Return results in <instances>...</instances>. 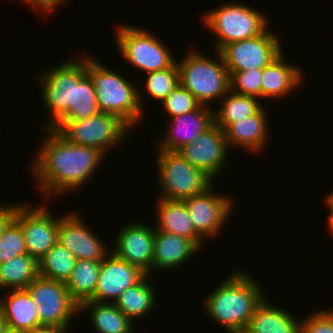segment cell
I'll return each instance as SVG.
<instances>
[{"label":"cell","instance_id":"8992f818","mask_svg":"<svg viewBox=\"0 0 333 333\" xmlns=\"http://www.w3.org/2000/svg\"><path fill=\"white\" fill-rule=\"evenodd\" d=\"M250 7L242 3H224L203 16L205 27L217 37L216 51L226 44L256 37L269 27L266 16Z\"/></svg>","mask_w":333,"mask_h":333},{"label":"cell","instance_id":"f1b7e54d","mask_svg":"<svg viewBox=\"0 0 333 333\" xmlns=\"http://www.w3.org/2000/svg\"><path fill=\"white\" fill-rule=\"evenodd\" d=\"M101 261L77 260L70 278L65 283L72 298L81 304L89 300L97 287Z\"/></svg>","mask_w":333,"mask_h":333},{"label":"cell","instance_id":"e575fe53","mask_svg":"<svg viewBox=\"0 0 333 333\" xmlns=\"http://www.w3.org/2000/svg\"><path fill=\"white\" fill-rule=\"evenodd\" d=\"M262 69L233 72L230 75V90L242 95L262 98Z\"/></svg>","mask_w":333,"mask_h":333},{"label":"cell","instance_id":"60d3db41","mask_svg":"<svg viewBox=\"0 0 333 333\" xmlns=\"http://www.w3.org/2000/svg\"><path fill=\"white\" fill-rule=\"evenodd\" d=\"M8 330L7 323L3 319L2 313L0 311V333H5Z\"/></svg>","mask_w":333,"mask_h":333},{"label":"cell","instance_id":"ac0fdd59","mask_svg":"<svg viewBox=\"0 0 333 333\" xmlns=\"http://www.w3.org/2000/svg\"><path fill=\"white\" fill-rule=\"evenodd\" d=\"M213 124L214 111L209 106L201 105L194 111L173 117L169 123L170 126L167 125L169 129H165L167 132L163 140L157 141V150L177 152L185 145L192 143Z\"/></svg>","mask_w":333,"mask_h":333},{"label":"cell","instance_id":"83f0119b","mask_svg":"<svg viewBox=\"0 0 333 333\" xmlns=\"http://www.w3.org/2000/svg\"><path fill=\"white\" fill-rule=\"evenodd\" d=\"M218 111L214 112V123L225 130L230 124L256 114L263 104L258 98L237 94L229 90L223 97Z\"/></svg>","mask_w":333,"mask_h":333},{"label":"cell","instance_id":"7a4b0ae2","mask_svg":"<svg viewBox=\"0 0 333 333\" xmlns=\"http://www.w3.org/2000/svg\"><path fill=\"white\" fill-rule=\"evenodd\" d=\"M246 273L234 270L204 298L207 316L228 333L246 329L256 307L265 298L259 280Z\"/></svg>","mask_w":333,"mask_h":333},{"label":"cell","instance_id":"ab89813d","mask_svg":"<svg viewBox=\"0 0 333 333\" xmlns=\"http://www.w3.org/2000/svg\"><path fill=\"white\" fill-rule=\"evenodd\" d=\"M27 333H68V332L61 331L52 327H42Z\"/></svg>","mask_w":333,"mask_h":333},{"label":"cell","instance_id":"5b68a950","mask_svg":"<svg viewBox=\"0 0 333 333\" xmlns=\"http://www.w3.org/2000/svg\"><path fill=\"white\" fill-rule=\"evenodd\" d=\"M190 52L177 62L179 82L201 105L206 106L210 100L221 99L230 90V74L219 51L216 54L220 61L195 50Z\"/></svg>","mask_w":333,"mask_h":333},{"label":"cell","instance_id":"d6986e66","mask_svg":"<svg viewBox=\"0 0 333 333\" xmlns=\"http://www.w3.org/2000/svg\"><path fill=\"white\" fill-rule=\"evenodd\" d=\"M0 311L10 330L27 333L43 327L37 304L26 289L11 290L7 297H1Z\"/></svg>","mask_w":333,"mask_h":333},{"label":"cell","instance_id":"f35d334b","mask_svg":"<svg viewBox=\"0 0 333 333\" xmlns=\"http://www.w3.org/2000/svg\"><path fill=\"white\" fill-rule=\"evenodd\" d=\"M326 206H328V211L330 212V215L328 217V227L331 233L333 234V191L325 198Z\"/></svg>","mask_w":333,"mask_h":333},{"label":"cell","instance_id":"836d02e7","mask_svg":"<svg viewBox=\"0 0 333 333\" xmlns=\"http://www.w3.org/2000/svg\"><path fill=\"white\" fill-rule=\"evenodd\" d=\"M161 105L170 118L194 111L201 106L198 100L181 84H178L169 93Z\"/></svg>","mask_w":333,"mask_h":333},{"label":"cell","instance_id":"1f68e13d","mask_svg":"<svg viewBox=\"0 0 333 333\" xmlns=\"http://www.w3.org/2000/svg\"><path fill=\"white\" fill-rule=\"evenodd\" d=\"M180 84L177 61L169 68L147 73L146 93L160 103Z\"/></svg>","mask_w":333,"mask_h":333},{"label":"cell","instance_id":"52a82bcc","mask_svg":"<svg viewBox=\"0 0 333 333\" xmlns=\"http://www.w3.org/2000/svg\"><path fill=\"white\" fill-rule=\"evenodd\" d=\"M130 129L132 128L118 116L102 111L92 117L61 122L55 128L68 142L95 147L103 153L116 144H121L128 132L131 133Z\"/></svg>","mask_w":333,"mask_h":333},{"label":"cell","instance_id":"5bb4252c","mask_svg":"<svg viewBox=\"0 0 333 333\" xmlns=\"http://www.w3.org/2000/svg\"><path fill=\"white\" fill-rule=\"evenodd\" d=\"M185 160L217 179L228 158L229 147L224 130L215 123L188 145L177 151ZM216 177V178H215Z\"/></svg>","mask_w":333,"mask_h":333},{"label":"cell","instance_id":"8fae6325","mask_svg":"<svg viewBox=\"0 0 333 333\" xmlns=\"http://www.w3.org/2000/svg\"><path fill=\"white\" fill-rule=\"evenodd\" d=\"M266 29L262 34L224 45L219 53L231 75L233 72L263 69L282 53L280 39Z\"/></svg>","mask_w":333,"mask_h":333},{"label":"cell","instance_id":"d4e9b609","mask_svg":"<svg viewBox=\"0 0 333 333\" xmlns=\"http://www.w3.org/2000/svg\"><path fill=\"white\" fill-rule=\"evenodd\" d=\"M89 311L93 328L97 333H133V322L114 304L84 301L79 312Z\"/></svg>","mask_w":333,"mask_h":333},{"label":"cell","instance_id":"ba28073f","mask_svg":"<svg viewBox=\"0 0 333 333\" xmlns=\"http://www.w3.org/2000/svg\"><path fill=\"white\" fill-rule=\"evenodd\" d=\"M156 154L161 198L182 201L203 193L213 184L210 177L179 153L157 150Z\"/></svg>","mask_w":333,"mask_h":333},{"label":"cell","instance_id":"3957f363","mask_svg":"<svg viewBox=\"0 0 333 333\" xmlns=\"http://www.w3.org/2000/svg\"><path fill=\"white\" fill-rule=\"evenodd\" d=\"M86 71L94 83L100 111L118 116L134 129L143 112L142 96L135 84L89 56Z\"/></svg>","mask_w":333,"mask_h":333},{"label":"cell","instance_id":"b9f144b4","mask_svg":"<svg viewBox=\"0 0 333 333\" xmlns=\"http://www.w3.org/2000/svg\"><path fill=\"white\" fill-rule=\"evenodd\" d=\"M231 333H250V332L246 329H242V330L234 331V332H231Z\"/></svg>","mask_w":333,"mask_h":333},{"label":"cell","instance_id":"4dcf8cb0","mask_svg":"<svg viewBox=\"0 0 333 333\" xmlns=\"http://www.w3.org/2000/svg\"><path fill=\"white\" fill-rule=\"evenodd\" d=\"M99 112L94 83L87 73L75 85L74 110L62 122L92 117Z\"/></svg>","mask_w":333,"mask_h":333},{"label":"cell","instance_id":"ffe728a7","mask_svg":"<svg viewBox=\"0 0 333 333\" xmlns=\"http://www.w3.org/2000/svg\"><path fill=\"white\" fill-rule=\"evenodd\" d=\"M201 249L193 240L156 230L152 270H168L180 266Z\"/></svg>","mask_w":333,"mask_h":333},{"label":"cell","instance_id":"44dd1931","mask_svg":"<svg viewBox=\"0 0 333 333\" xmlns=\"http://www.w3.org/2000/svg\"><path fill=\"white\" fill-rule=\"evenodd\" d=\"M266 112L263 106L256 114L230 124L224 130L229 149L236 145L256 153L264 148L270 132Z\"/></svg>","mask_w":333,"mask_h":333},{"label":"cell","instance_id":"30bf717a","mask_svg":"<svg viewBox=\"0 0 333 333\" xmlns=\"http://www.w3.org/2000/svg\"><path fill=\"white\" fill-rule=\"evenodd\" d=\"M26 290L37 304L40 324L68 332L70 318L79 313V304L72 298L66 284L39 275Z\"/></svg>","mask_w":333,"mask_h":333},{"label":"cell","instance_id":"cb8c5ba5","mask_svg":"<svg viewBox=\"0 0 333 333\" xmlns=\"http://www.w3.org/2000/svg\"><path fill=\"white\" fill-rule=\"evenodd\" d=\"M157 204L159 221L156 230L191 239L202 247L203 239L196 233L183 201L159 197Z\"/></svg>","mask_w":333,"mask_h":333},{"label":"cell","instance_id":"6da1fadb","mask_svg":"<svg viewBox=\"0 0 333 333\" xmlns=\"http://www.w3.org/2000/svg\"><path fill=\"white\" fill-rule=\"evenodd\" d=\"M46 131L45 136H49L37 148L32 164L37 187L46 195L51 192L55 196L85 185L106 154L95 147L72 144L55 129Z\"/></svg>","mask_w":333,"mask_h":333},{"label":"cell","instance_id":"74e56055","mask_svg":"<svg viewBox=\"0 0 333 333\" xmlns=\"http://www.w3.org/2000/svg\"><path fill=\"white\" fill-rule=\"evenodd\" d=\"M26 2V4L28 3L29 5H31L33 8L37 7L38 9L40 8V10H42L45 13H50L48 11H52L54 9H56V7L58 8L59 6H61V4L63 5V3L67 0H23Z\"/></svg>","mask_w":333,"mask_h":333},{"label":"cell","instance_id":"d590c367","mask_svg":"<svg viewBox=\"0 0 333 333\" xmlns=\"http://www.w3.org/2000/svg\"><path fill=\"white\" fill-rule=\"evenodd\" d=\"M305 319L300 322V333H333V308L318 309Z\"/></svg>","mask_w":333,"mask_h":333},{"label":"cell","instance_id":"9c48e42d","mask_svg":"<svg viewBox=\"0 0 333 333\" xmlns=\"http://www.w3.org/2000/svg\"><path fill=\"white\" fill-rule=\"evenodd\" d=\"M115 31L121 57L137 70L147 73L171 67L176 60L160 38L134 26L118 25ZM117 32V33H116Z\"/></svg>","mask_w":333,"mask_h":333},{"label":"cell","instance_id":"603a6c76","mask_svg":"<svg viewBox=\"0 0 333 333\" xmlns=\"http://www.w3.org/2000/svg\"><path fill=\"white\" fill-rule=\"evenodd\" d=\"M267 299L265 296L258 304L246 330L250 333H300L298 319L288 311L273 306Z\"/></svg>","mask_w":333,"mask_h":333},{"label":"cell","instance_id":"7c38bea8","mask_svg":"<svg viewBox=\"0 0 333 333\" xmlns=\"http://www.w3.org/2000/svg\"><path fill=\"white\" fill-rule=\"evenodd\" d=\"M26 205L21 203L18 206L14 220L24 233L27 254L40 261L58 242L60 217L52 216L43 204L38 207Z\"/></svg>","mask_w":333,"mask_h":333},{"label":"cell","instance_id":"4316f807","mask_svg":"<svg viewBox=\"0 0 333 333\" xmlns=\"http://www.w3.org/2000/svg\"><path fill=\"white\" fill-rule=\"evenodd\" d=\"M39 276L38 261L30 255L21 254L0 264V288L26 289Z\"/></svg>","mask_w":333,"mask_h":333},{"label":"cell","instance_id":"8d00e7d4","mask_svg":"<svg viewBox=\"0 0 333 333\" xmlns=\"http://www.w3.org/2000/svg\"><path fill=\"white\" fill-rule=\"evenodd\" d=\"M20 204H0V237L3 235L5 229L15 219L18 206Z\"/></svg>","mask_w":333,"mask_h":333},{"label":"cell","instance_id":"9a60e30c","mask_svg":"<svg viewBox=\"0 0 333 333\" xmlns=\"http://www.w3.org/2000/svg\"><path fill=\"white\" fill-rule=\"evenodd\" d=\"M146 275L137 266L129 264L111 252L101 261L97 287L89 300L115 303L127 288L139 283Z\"/></svg>","mask_w":333,"mask_h":333},{"label":"cell","instance_id":"4fadbf2b","mask_svg":"<svg viewBox=\"0 0 333 333\" xmlns=\"http://www.w3.org/2000/svg\"><path fill=\"white\" fill-rule=\"evenodd\" d=\"M213 185L201 194L182 200L196 233L202 239L213 238L222 231L234 204L227 195L215 193Z\"/></svg>","mask_w":333,"mask_h":333},{"label":"cell","instance_id":"f546056e","mask_svg":"<svg viewBox=\"0 0 333 333\" xmlns=\"http://www.w3.org/2000/svg\"><path fill=\"white\" fill-rule=\"evenodd\" d=\"M76 261L75 256L66 247L57 242L38 261L39 275L66 283L71 276Z\"/></svg>","mask_w":333,"mask_h":333},{"label":"cell","instance_id":"d6a6232c","mask_svg":"<svg viewBox=\"0 0 333 333\" xmlns=\"http://www.w3.org/2000/svg\"><path fill=\"white\" fill-rule=\"evenodd\" d=\"M26 253L24 233L20 225L13 220L0 237V264Z\"/></svg>","mask_w":333,"mask_h":333},{"label":"cell","instance_id":"484cf974","mask_svg":"<svg viewBox=\"0 0 333 333\" xmlns=\"http://www.w3.org/2000/svg\"><path fill=\"white\" fill-rule=\"evenodd\" d=\"M149 277L146 275L139 283L127 288L114 303L132 322L156 306V290L151 282L148 283Z\"/></svg>","mask_w":333,"mask_h":333},{"label":"cell","instance_id":"2e32d148","mask_svg":"<svg viewBox=\"0 0 333 333\" xmlns=\"http://www.w3.org/2000/svg\"><path fill=\"white\" fill-rule=\"evenodd\" d=\"M155 233V227L138 222L128 223L116 235L112 253L150 276Z\"/></svg>","mask_w":333,"mask_h":333},{"label":"cell","instance_id":"7bdbcfd3","mask_svg":"<svg viewBox=\"0 0 333 333\" xmlns=\"http://www.w3.org/2000/svg\"><path fill=\"white\" fill-rule=\"evenodd\" d=\"M5 333H26V332H19V331H14V330L8 329Z\"/></svg>","mask_w":333,"mask_h":333},{"label":"cell","instance_id":"7402d4cb","mask_svg":"<svg viewBox=\"0 0 333 333\" xmlns=\"http://www.w3.org/2000/svg\"><path fill=\"white\" fill-rule=\"evenodd\" d=\"M303 76L299 68L285 61L282 52L268 66L262 69V99L286 97L293 89L300 86Z\"/></svg>","mask_w":333,"mask_h":333},{"label":"cell","instance_id":"e0dca14e","mask_svg":"<svg viewBox=\"0 0 333 333\" xmlns=\"http://www.w3.org/2000/svg\"><path fill=\"white\" fill-rule=\"evenodd\" d=\"M85 224L80 214L76 212L61 215L58 242L66 247L77 260L102 261L110 250H107L105 243L98 239Z\"/></svg>","mask_w":333,"mask_h":333},{"label":"cell","instance_id":"277c9868","mask_svg":"<svg viewBox=\"0 0 333 333\" xmlns=\"http://www.w3.org/2000/svg\"><path fill=\"white\" fill-rule=\"evenodd\" d=\"M83 57L60 62L42 77L40 75L41 97L49 115V124L44 123V131L46 128L55 129L74 110L75 85L87 74V56Z\"/></svg>","mask_w":333,"mask_h":333}]
</instances>
